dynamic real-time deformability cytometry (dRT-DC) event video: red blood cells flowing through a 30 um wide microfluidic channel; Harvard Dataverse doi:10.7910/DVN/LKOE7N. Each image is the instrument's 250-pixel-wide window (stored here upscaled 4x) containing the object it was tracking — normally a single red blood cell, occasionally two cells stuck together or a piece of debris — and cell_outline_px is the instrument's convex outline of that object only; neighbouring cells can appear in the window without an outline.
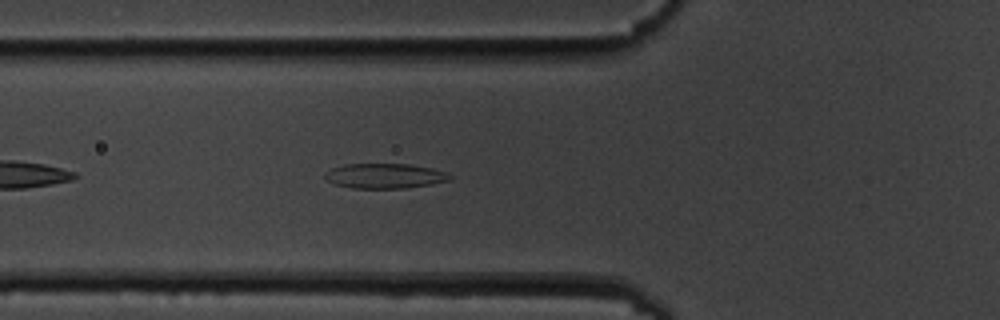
{"species": "common noctule bat (a hibernating species)", "species_latin": "Nyctalus noctula", "temperature_condition": "cold", "stored_images_in_passage": 7, "camera_frame_rate_fps": 3000, "um_per_image_px": 0.085, "animal": {"sex": "male", "body_mass_g": 19.5, "forearm_length_mm": 54.6}, "frame": {"image": 1, "passage_image": 7, "time_ms": 6.667, "image_size_px": [1000, 320], "cell_outline_px": [[452, 180], [432, 184], [404, 188], [352, 188], [332, 184], [324, 176], [324, 172], [332, 168], [344, 164], [408, 164], [432, 168], [444, 172], [452, 176]], "centroid_in_image_um": [32.68, 14.95], "position_along_channel_um": 93.1, "area_um2": 18.21}}